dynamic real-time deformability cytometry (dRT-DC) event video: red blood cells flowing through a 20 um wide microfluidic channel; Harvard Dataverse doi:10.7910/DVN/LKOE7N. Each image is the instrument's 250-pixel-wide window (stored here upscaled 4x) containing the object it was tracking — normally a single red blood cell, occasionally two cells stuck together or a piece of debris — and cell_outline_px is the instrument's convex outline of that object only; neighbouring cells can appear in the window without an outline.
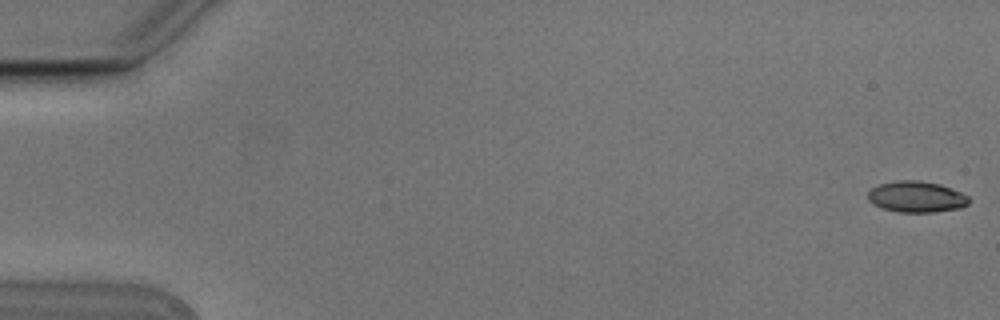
{"species": "Egyptian fruit bat (a non-hibernating species)", "species_latin": "Rousettus aegyptiacus", "temperature_condition": "cold", "stored_images_in_passage": 5, "camera_frame_rate_fps": 3000, "um_per_image_px": 0.085, "animal": {"sex": "male"}, "frame": {"image": 1, "passage_image": 1, "time_ms": 0.0, "image_size_px": [1000, 320], "cell_outline_px": [[968, 204], [960, 208], [932, 212], [900, 212], [884, 208], [872, 204], [868, 200], [868, 192], [872, 188], [880, 184], [896, 180], [920, 180], [940, 184], [960, 192], [968, 196]], "centroid_in_image_um": [77.88, 16.72], "position_along_channel_um": 7.1, "area_um2": 18.21}}